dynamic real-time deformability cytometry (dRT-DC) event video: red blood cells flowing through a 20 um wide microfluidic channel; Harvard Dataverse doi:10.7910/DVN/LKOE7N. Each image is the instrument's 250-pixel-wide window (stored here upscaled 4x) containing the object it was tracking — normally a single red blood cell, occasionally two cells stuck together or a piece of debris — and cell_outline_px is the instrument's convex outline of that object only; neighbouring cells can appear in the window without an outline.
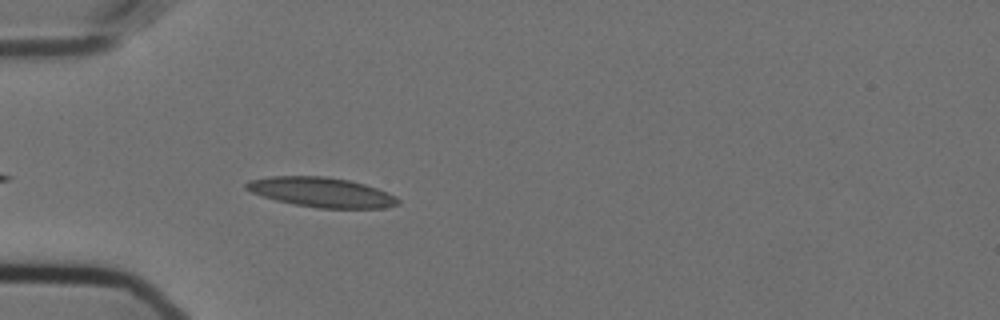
{"species": "Egyptian fruit bat (a non-hibernating species)", "species_latin": "Rousettus aegyptiacus", "temperature_condition": "cold", "stored_images_in_passage": 41, "camera_frame_rate_fps": 3000, "um_per_image_px": 0.085, "animal": {"sex": "female"}, "frame": {"image": 1, "passage_image": 4, "time_ms": 1.0, "image_size_px": [1000, 320], "cell_outline_px": [[400, 204], [384, 208], [320, 208], [292, 204], [276, 200], [252, 192], [244, 188], [244, 184], [248, 180], [272, 176], [324, 176], [348, 180], [364, 184], [376, 188], [396, 196], [400, 200]], "centroid_in_image_um": [27.32, 16.34], "position_along_channel_um": 57.7, "area_um2": 26.24}}
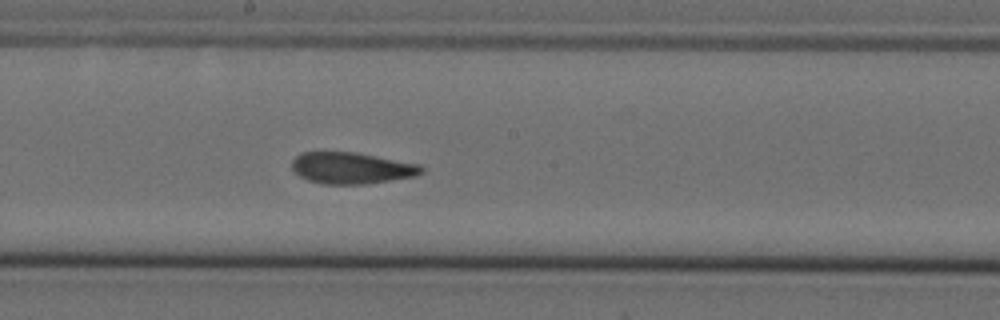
{"frame": {"image": 2, "passage_image": 18, "time_ms": 5.667, "image_size_px": [1000, 320], "cell_outline_px": [[424, 172], [416, 176], [368, 184], [324, 184], [308, 180], [300, 176], [292, 168], [292, 160], [296, 156], [304, 152], [356, 152], [420, 164], [424, 168]], "centroid_in_image_um": [29.92, 14.28], "position_along_channel_um": 218.3, "area_um2": 23.81}}
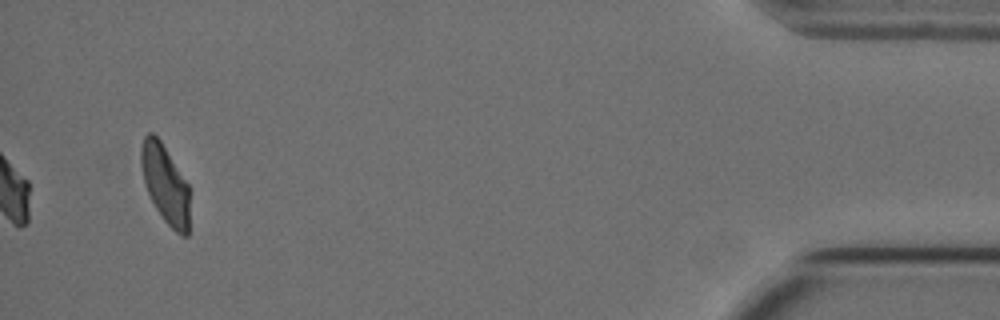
{"frame": {"image": 3, "passage_image": 41, "time_ms": 13.333, "image_size_px": [1000, 320], "cell_outline_px": [[188, 236], [180, 236], [164, 220], [156, 208], [144, 184], [140, 164], [140, 148], [144, 136], [148, 132], [152, 132], [160, 140], [188, 184]], "centroid_in_image_um": [14.01, 15.62], "position_along_channel_um": 421.2, "area_um2": 21.96}, "authors_computed_cell_mechanics": {"area_um2": 23.987, "velocity_mm_per_s": 3.585, "shape_relaxation_time_tau1_ms": 8.5161, "shape_relaxation_time_tau2_ms": 2.1978, "deformation_change_tau1": 0.1886, "deformation_change_tau2": 0.0817}}